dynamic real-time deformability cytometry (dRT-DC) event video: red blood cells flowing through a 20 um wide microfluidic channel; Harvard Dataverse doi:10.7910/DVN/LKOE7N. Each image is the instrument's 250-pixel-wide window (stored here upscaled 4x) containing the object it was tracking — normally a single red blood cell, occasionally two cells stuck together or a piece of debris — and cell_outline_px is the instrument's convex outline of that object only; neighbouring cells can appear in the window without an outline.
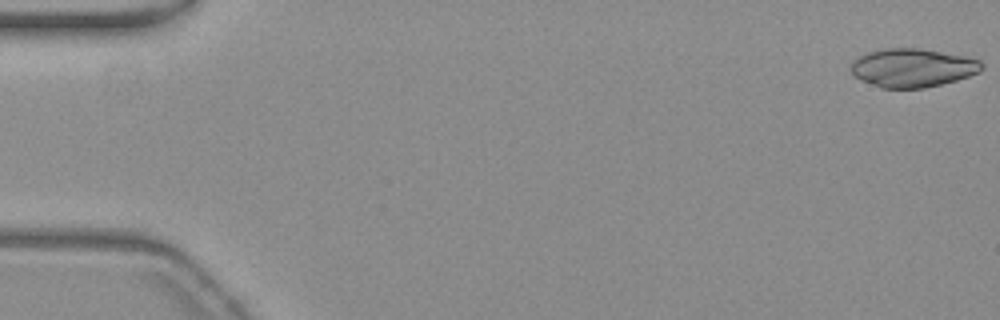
{"species": "common noctule bat (a hibernating species)", "species_latin": "Nyctalus noctula", "temperature_condition": "warm", "stored_images_in_passage": 55, "camera_frame_rate_fps": 3000, "um_per_image_px": 0.085, "animal": {"sex": "female", "body_mass_g": 19.3, "forearm_length_mm": 54.1}, "frame": {"image": 1, "passage_image": 1, "time_ms": 0.0, "image_size_px": [1000, 320], "cell_outline_px": [[984, 68], [980, 72], [956, 80], [924, 88], [884, 88], [860, 80], [852, 76], [852, 60], [868, 52], [884, 48], [920, 48], [964, 56], [980, 60], [984, 64]], "centroid_in_image_um": [77.57, 5.76], "position_along_channel_um": 7.4, "area_um2": 29.36}}